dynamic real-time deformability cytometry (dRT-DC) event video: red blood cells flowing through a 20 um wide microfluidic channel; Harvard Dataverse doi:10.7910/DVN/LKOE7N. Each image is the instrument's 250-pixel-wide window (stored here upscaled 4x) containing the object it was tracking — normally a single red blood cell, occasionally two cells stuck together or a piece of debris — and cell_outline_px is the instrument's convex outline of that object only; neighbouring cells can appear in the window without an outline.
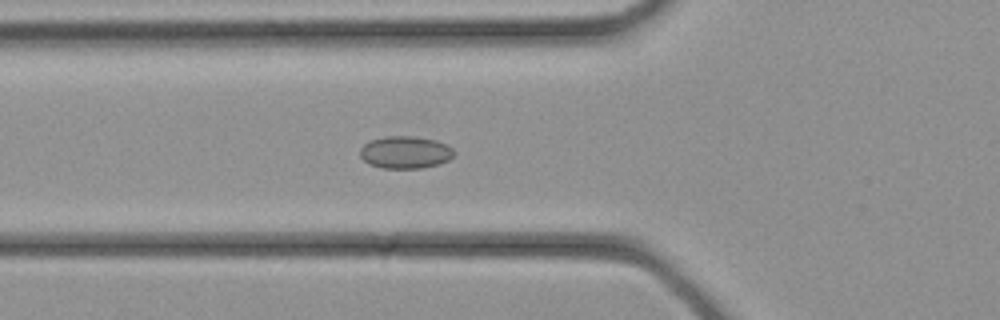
{"species": "common noctule bat (a hibernating species)", "species_latin": "Nyctalus noctula", "temperature_condition": "cold", "stored_images_in_passage": 22, "camera_frame_rate_fps": 3000, "um_per_image_px": 0.085, "animal": {"sex": "female", "body_mass_g": 21.9}, "frame": {"image": 1, "passage_image": 4, "time_ms": 1.0, "image_size_px": [1000, 320], "cell_outline_px": [[456, 152], [448, 160], [440, 164], [420, 168], [380, 168], [368, 164], [360, 156], [360, 148], [364, 144], [372, 140], [388, 136], [412, 136], [436, 140], [452, 148]], "centroid_in_image_um": [34.44, 12.95], "position_along_channel_um": 91.4, "area_um2": 17.69}}
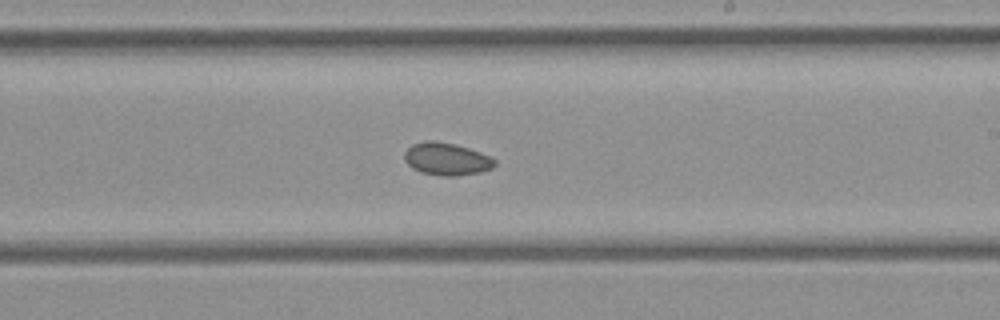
{"frame": {"image": 2, "passage_image": 12, "time_ms": 3.667, "image_size_px": [1000, 320], "cell_outline_px": [[496, 164], [492, 168], [480, 172], [456, 176], [444, 176], [420, 172], [412, 168], [404, 160], [404, 152], [412, 144], [428, 140], [436, 140], [456, 144], [480, 152], [496, 160]], "centroid_in_image_um": [37.94, 13.51], "position_along_channel_um": 251.1, "area_um2": 17.17}}
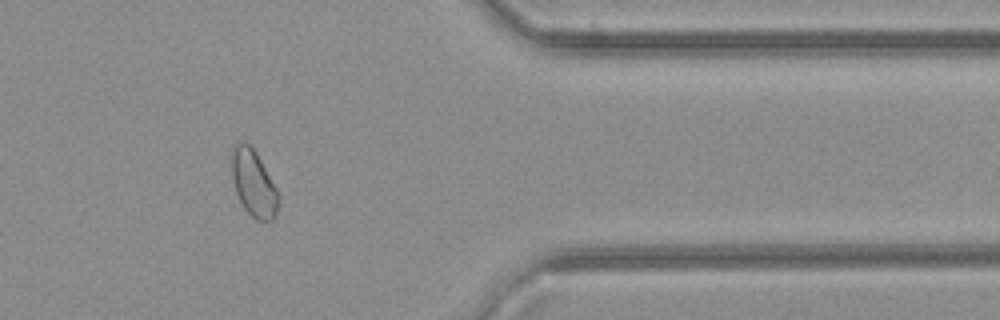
{"frame": {"image": 3, "passage_image": 20, "time_ms": 6.333, "image_size_px": [1000, 320], "cell_outline_px": [[280, 200], [276, 216], [272, 220], [256, 220], [244, 208], [236, 192], [232, 176], [232, 152], [236, 144], [240, 140], [248, 144], [256, 152], [276, 188], [280, 196]], "centroid_in_image_um": [21.58, 15.6], "position_along_channel_um": 389.8, "area_um2": 17.92}}